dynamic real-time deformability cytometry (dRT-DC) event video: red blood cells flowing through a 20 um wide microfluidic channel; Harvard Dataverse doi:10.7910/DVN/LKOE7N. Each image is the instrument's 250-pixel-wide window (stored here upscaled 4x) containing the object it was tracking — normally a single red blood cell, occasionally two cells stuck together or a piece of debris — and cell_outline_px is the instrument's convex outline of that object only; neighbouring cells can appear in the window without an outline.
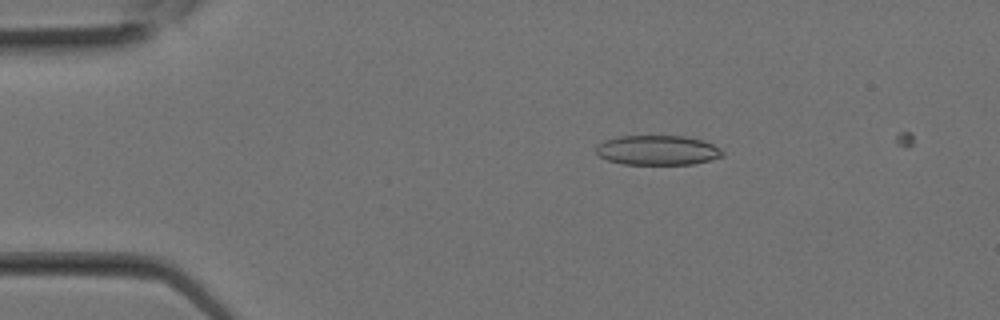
{"species": "Egyptian fruit bat (a non-hibernating species)", "species_latin": "Rousettus aegyptiacus", "temperature_condition": "room temperature", "stored_images_in_passage": 6, "camera_frame_rate_fps": 3000, "um_per_image_px": 0.085, "animal": {"sex": "female"}, "frame": {"image": 1, "passage_image": 1, "time_ms": 0.0, "image_size_px": [1000, 320], "cell_outline_px": [[724, 156], [712, 160], [692, 164], [624, 164], [608, 160], [600, 156], [596, 152], [596, 144], [604, 140], [620, 136], [684, 136], [704, 140], [720, 148], [724, 152]], "centroid_in_image_um": [55.92, 12.76], "position_along_channel_um": 29.1, "area_um2": 22.02}}
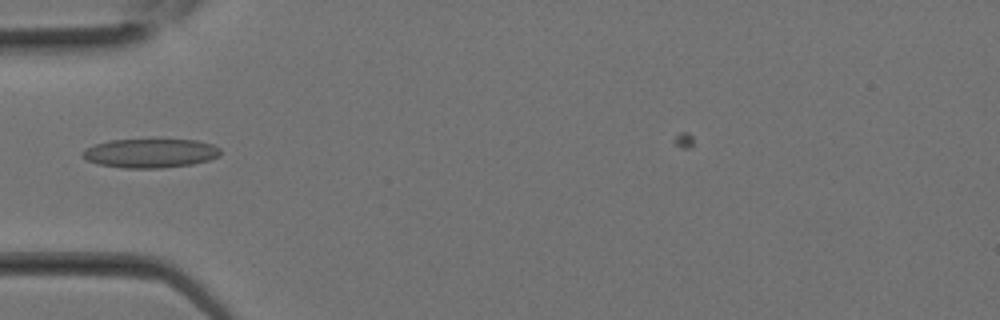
{"frame": {"image": 2, "passage_image": 5, "time_ms": 1.333, "image_size_px": [1000, 320], "cell_outline_px": [[220, 156], [208, 160], [192, 164], [160, 168], [124, 168], [96, 164], [84, 160], [80, 156], [80, 152], [84, 148], [96, 144], [112, 140], [196, 140], [212, 144], [220, 148]], "centroid_in_image_um": [12.71, 13.03], "position_along_channel_um": 72.3, "area_um2": 23.47}}